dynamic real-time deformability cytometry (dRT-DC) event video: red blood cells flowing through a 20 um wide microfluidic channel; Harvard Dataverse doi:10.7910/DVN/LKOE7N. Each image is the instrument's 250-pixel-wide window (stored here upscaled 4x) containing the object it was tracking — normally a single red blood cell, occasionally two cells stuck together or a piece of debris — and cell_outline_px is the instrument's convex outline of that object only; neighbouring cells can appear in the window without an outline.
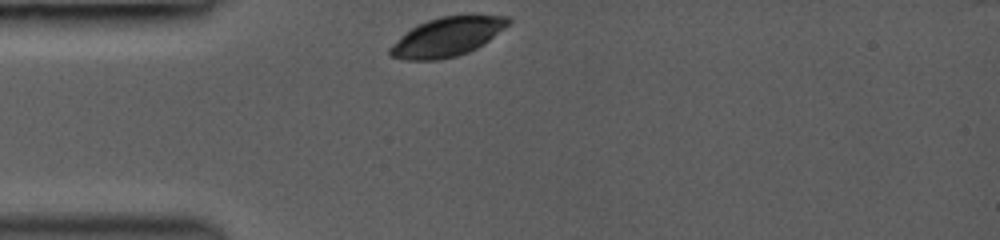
{"species": "common noctule bat (a hibernating species)", "species_latin": "Nyctalus noctula", "temperature_condition": "room temperature", "stored_images_in_passage": 30, "camera_frame_rate_fps": 3000, "um_per_image_px": 0.085, "animal": {"sex": "female", "body_mass_g": 19.0, "forearm_length_mm": 53.3}, "frame": {"image": 1, "passage_image": 1, "time_ms": 0.0, "image_size_px": [1000, 240], "cell_outline_px": [[512, 20], [504, 28], [488, 40], [476, 48], [468, 52], [456, 56], [440, 60], [404, 60], [392, 56], [388, 52], [388, 48], [404, 32], [416, 24], [440, 16], [508, 16]], "centroid_in_image_um": [37.94, 3.14], "position_along_channel_um": 47.1, "area_um2": 26.7}}
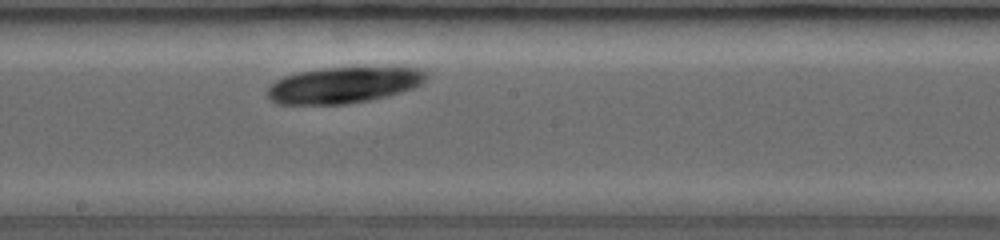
{"frame": {"image": 2, "passage_image": 15, "time_ms": 4.667, "image_size_px": [1000, 240], "cell_outline_px": [[428, 76], [420, 84], [412, 88], [388, 96], [348, 104], [276, 104], [268, 96], [268, 88], [276, 80], [284, 76], [300, 72], [328, 68], [416, 68], [428, 72]], "centroid_in_image_um": [29.2, 7.24], "position_along_channel_um": 219.0, "area_um2": 32.95}}
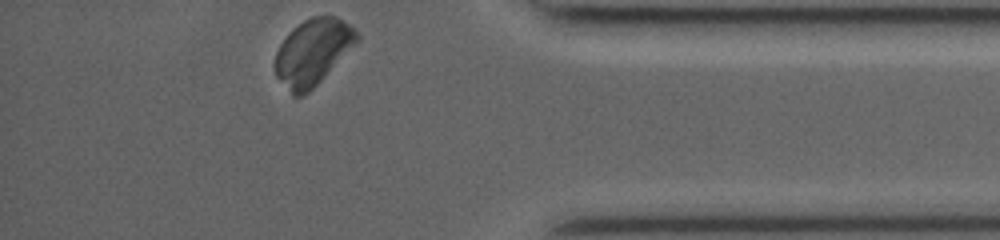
{"frame": {"image": 3, "passage_image": 30, "time_ms": 9.667, "image_size_px": [1000, 240], "cell_outline_px": [[360, 40], [308, 92], [300, 96], [292, 96], [276, 76], [272, 64], [276, 52], [280, 44], [288, 32], [292, 28], [304, 20], [312, 16], [336, 16], [348, 24], [360, 36]], "centroid_in_image_um": [26.54, 4.42], "position_along_channel_um": 408.7, "area_um2": 31.39}}